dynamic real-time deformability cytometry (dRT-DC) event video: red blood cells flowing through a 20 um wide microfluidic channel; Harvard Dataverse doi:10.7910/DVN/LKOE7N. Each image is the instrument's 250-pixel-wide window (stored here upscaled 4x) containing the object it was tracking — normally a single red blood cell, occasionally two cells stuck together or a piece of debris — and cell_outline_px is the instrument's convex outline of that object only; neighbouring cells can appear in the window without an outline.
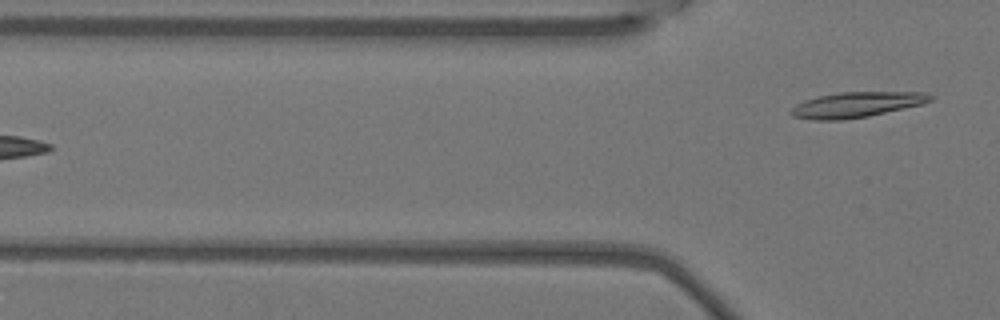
{"species": "Egyptian fruit bat (a non-hibernating species)", "species_latin": "Rousettus aegyptiacus", "temperature_condition": "warm", "stored_images_in_passage": 6, "camera_frame_rate_fps": 3000, "um_per_image_px": 0.085, "animal": {"sex": "female"}, "frame": {"image": 1, "passage_image": 6, "time_ms": 1.667, "image_size_px": [1000, 320], "cell_outline_px": [[932, 100], [920, 104], [904, 108], [868, 116], [844, 120], [812, 120], [792, 116], [788, 112], [796, 104], [804, 100], [816, 96], [840, 92], [928, 92], [932, 96]], "centroid_in_image_um": [72.75, 8.9], "position_along_channel_um": 53.1, "area_um2": 20.63}}